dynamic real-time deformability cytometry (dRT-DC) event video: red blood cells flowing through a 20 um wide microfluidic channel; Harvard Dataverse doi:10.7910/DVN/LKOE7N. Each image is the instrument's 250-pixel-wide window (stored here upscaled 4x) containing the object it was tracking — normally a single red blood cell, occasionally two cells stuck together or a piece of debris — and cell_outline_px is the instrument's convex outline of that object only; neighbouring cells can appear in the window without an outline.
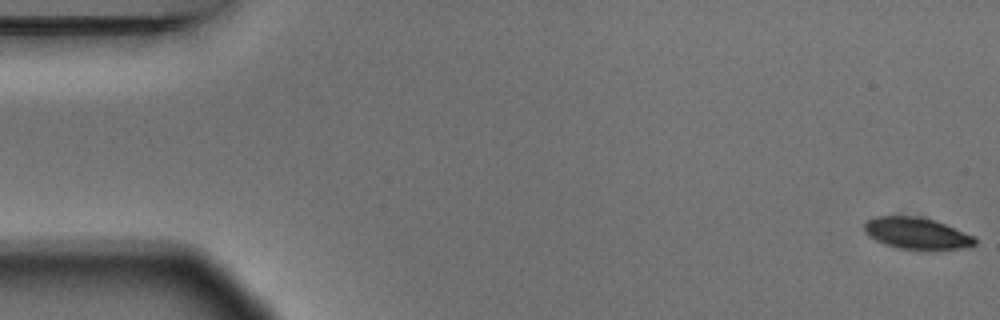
{"species": "Egyptian fruit bat (a non-hibernating species)", "species_latin": "Rousettus aegyptiacus", "temperature_condition": "warm", "stored_images_in_passage": 4, "camera_frame_rate_fps": 3000, "um_per_image_px": 0.085, "animal": {"sex": "male"}, "frame": {"image": 1, "passage_image": 1, "time_ms": 0.0, "image_size_px": [1000, 320], "cell_outline_px": [[976, 244], [964, 248], [928, 252], [896, 248], [884, 244], [868, 236], [864, 232], [864, 224], [868, 220], [876, 216], [920, 216], [944, 224], [976, 236]], "centroid_in_image_um": [77.94, 19.88], "position_along_channel_um": 7.1, "area_um2": 20.98}}